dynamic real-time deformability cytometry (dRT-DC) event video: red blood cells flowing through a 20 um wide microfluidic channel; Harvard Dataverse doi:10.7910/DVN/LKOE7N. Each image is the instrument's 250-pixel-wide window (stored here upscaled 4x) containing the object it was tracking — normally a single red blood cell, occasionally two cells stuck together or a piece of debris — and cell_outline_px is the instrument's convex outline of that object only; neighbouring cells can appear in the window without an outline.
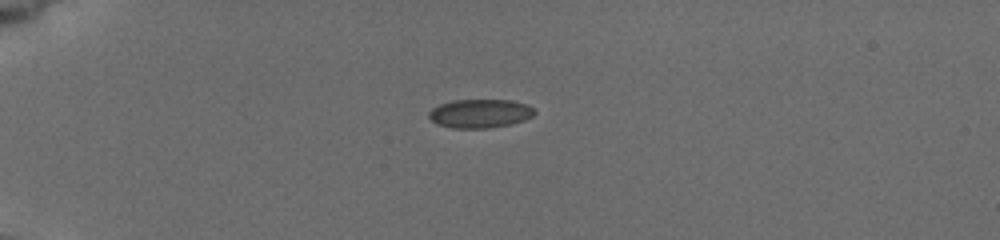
{"species": "common noctule bat (a hibernating species)", "species_latin": "Nyctalus noctula", "temperature_condition": "cold", "stored_images_in_passage": 12, "camera_frame_rate_fps": 3000, "um_per_image_px": 0.085, "animal": {"sex": "female", "body_mass_g": 19.5, "forearm_length_mm": 54.1}, "frame": {"image": 1, "passage_image": 1, "time_ms": 0.0, "image_size_px": [1000, 240], "cell_outline_px": [[536, 112], [532, 116], [524, 120], [508, 124], [488, 128], [452, 128], [436, 124], [428, 116], [428, 112], [432, 108], [440, 104], [452, 100], [512, 100], [528, 104]], "centroid_in_image_um": [40.78, 9.64], "position_along_channel_um": 44.2, "area_um2": 17.69}}
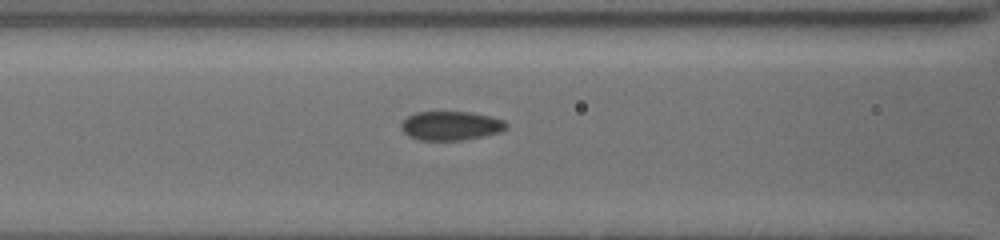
{"frame": {"image": 2, "passage_image": 9, "time_ms": 3.333, "image_size_px": [1000, 240], "cell_outline_px": [[508, 124], [500, 132], [484, 136], [460, 140], [420, 140], [408, 136], [400, 128], [400, 124], [408, 116], [416, 112], [472, 112], [492, 116], [504, 120]], "centroid_in_image_um": [38.31, 10.68], "position_along_channel_um": 128.3, "area_um2": 17.8}}
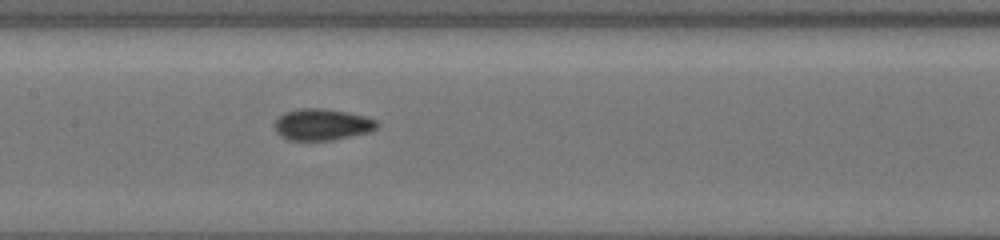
{"frame": {"image": 3, "passage_image": 12, "time_ms": 4.667, "image_size_px": [1000, 240], "cell_outline_px": [[380, 124], [376, 128], [368, 132], [332, 140], [288, 140], [280, 136], [276, 132], [276, 120], [284, 112], [300, 108], [324, 108], [348, 112], [364, 116], [376, 120]], "centroid_in_image_um": [27.38, 10.58], "position_along_channel_um": 180.0, "area_um2": 18.73}}